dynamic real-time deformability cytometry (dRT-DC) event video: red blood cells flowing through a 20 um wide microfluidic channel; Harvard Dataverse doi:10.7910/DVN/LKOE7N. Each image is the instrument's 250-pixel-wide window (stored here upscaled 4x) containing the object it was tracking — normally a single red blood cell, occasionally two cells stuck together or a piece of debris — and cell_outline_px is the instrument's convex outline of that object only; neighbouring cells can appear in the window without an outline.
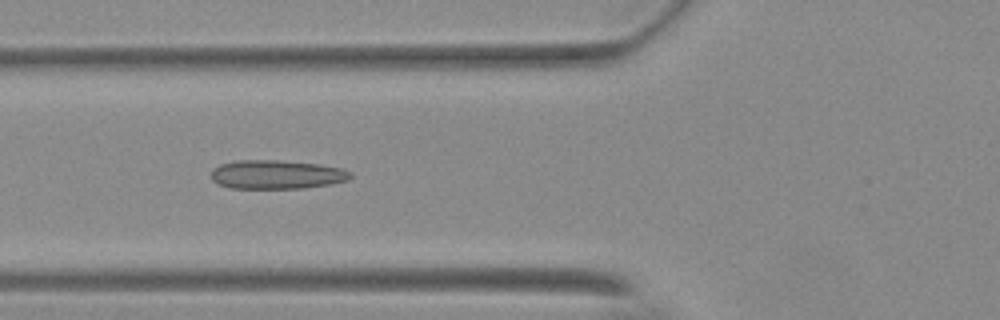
{"species": "Egyptian fruit bat (a non-hibernating species)", "species_latin": "Rousettus aegyptiacus", "temperature_condition": "warm", "stored_images_in_passage": 56, "camera_frame_rate_fps": 3000, "um_per_image_px": 0.085, "animal": {"sex": "female"}, "frame": {"image": 1, "passage_image": 21, "time_ms": 6.667, "image_size_px": [1000, 320], "cell_outline_px": [[352, 176], [348, 180], [332, 184], [304, 188], [228, 188], [216, 184], [212, 180], [212, 168], [220, 164], [236, 160], [276, 160], [320, 164], [340, 168], [352, 172]], "centroid_in_image_um": [23.5, 14.84], "position_along_channel_um": 102.3, "area_um2": 23.64}}
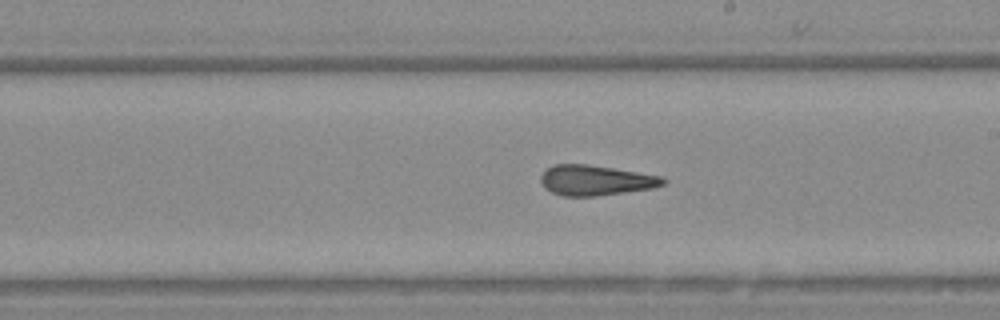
{"frame": {"image": 2, "passage_image": 32, "time_ms": 10.333, "image_size_px": [1000, 320], "cell_outline_px": [[668, 180], [664, 184], [652, 188], [596, 196], [564, 196], [552, 192], [544, 188], [540, 180], [540, 176], [552, 164], [588, 164], [664, 176]], "centroid_in_image_um": [50.64, 15.32], "position_along_channel_um": 238.4, "area_um2": 21.62}}
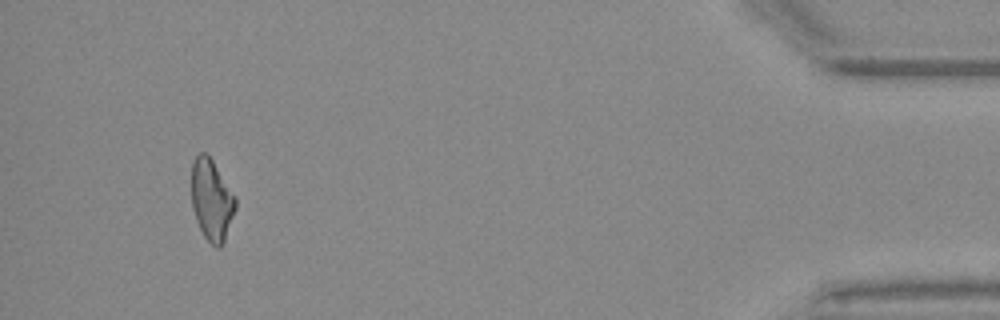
{"frame": {"image": 3, "passage_image": 52, "time_ms": 17.0, "image_size_px": [1000, 320], "cell_outline_px": [[236, 208], [224, 240], [220, 248], [216, 248], [204, 236], [196, 220], [192, 208], [192, 164], [196, 156], [200, 152], [204, 152], [212, 160], [236, 196]], "centroid_in_image_um": [17.99, 16.99], "position_along_channel_um": 417.2, "area_um2": 20.63}, "authors_computed_cell_mechanics": {"area_um2": 21.8484, "velocity_mm_per_s": 3.7111, "shape_relaxation_time_tau1_ms": null, "shape_relaxation_time_tau2_ms": 3.0459, "deformation_change_tau1": null, "deformation_change_tau2": 0.1262}}